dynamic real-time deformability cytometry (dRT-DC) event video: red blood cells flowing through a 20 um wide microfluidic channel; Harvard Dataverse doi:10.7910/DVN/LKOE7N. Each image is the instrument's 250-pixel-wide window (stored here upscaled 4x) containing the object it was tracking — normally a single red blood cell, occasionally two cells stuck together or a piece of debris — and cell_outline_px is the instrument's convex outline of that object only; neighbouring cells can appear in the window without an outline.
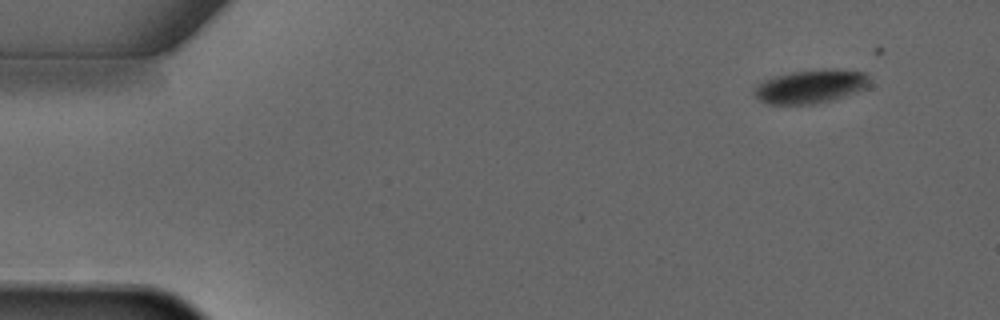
{"species": "common noctule bat (a hibernating species)", "species_latin": "Nyctalus noctula", "temperature_condition": "warm", "stored_images_in_passage": 4, "camera_frame_rate_fps": 3000, "um_per_image_px": 0.085, "animal": {"sex": "male", "forearm_length_mm": 52.5}, "frame": {"image": 1, "passage_image": 1, "time_ms": 0.0, "image_size_px": [1000, 320], "cell_outline_px": [[868, 88], [832, 100], [816, 104], [768, 104], [760, 100], [752, 92], [752, 88], [756, 84], [764, 80], [776, 76], [792, 72], [864, 72], [868, 76]], "centroid_in_image_um": [68.81, 7.41], "position_along_channel_um": 16.2, "area_um2": 21.62}}